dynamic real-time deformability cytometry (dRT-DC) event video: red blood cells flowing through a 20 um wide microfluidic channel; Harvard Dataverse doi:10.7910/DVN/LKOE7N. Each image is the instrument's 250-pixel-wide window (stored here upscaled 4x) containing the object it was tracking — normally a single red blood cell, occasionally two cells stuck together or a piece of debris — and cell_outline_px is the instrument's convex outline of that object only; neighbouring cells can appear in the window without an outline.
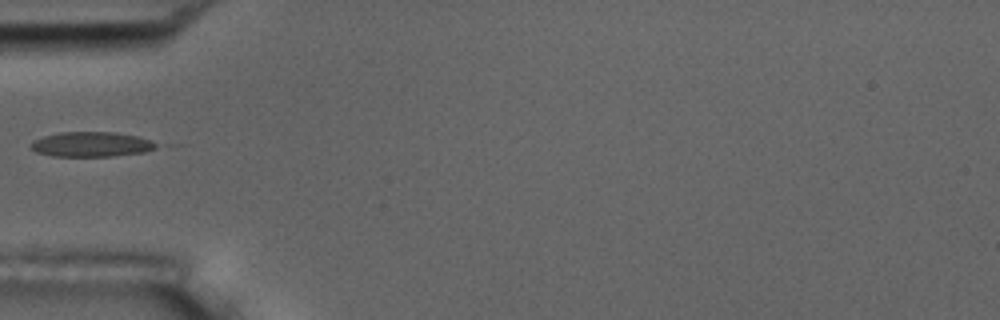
{"species": "common noctule bat (a hibernating species)", "species_latin": "Nyctalus noctula", "temperature_condition": "room temperature", "stored_images_in_passage": 38, "camera_frame_rate_fps": 3000, "um_per_image_px": 0.085, "animal": {"sex": "male", "body_mass_g": 17.5, "forearm_length_mm": 52.3}, "frame": {"image": 1, "passage_image": 1, "time_ms": 0.0, "image_size_px": [1000, 320], "cell_outline_px": [[156, 148], [144, 152], [112, 156], [52, 156], [36, 152], [32, 148], [32, 144], [36, 140], [44, 136], [60, 132], [116, 132], [136, 136], [148, 140], [156, 144]], "centroid_in_image_um": [7.76, 12.27], "position_along_channel_um": 77.2, "area_um2": 17.86}}
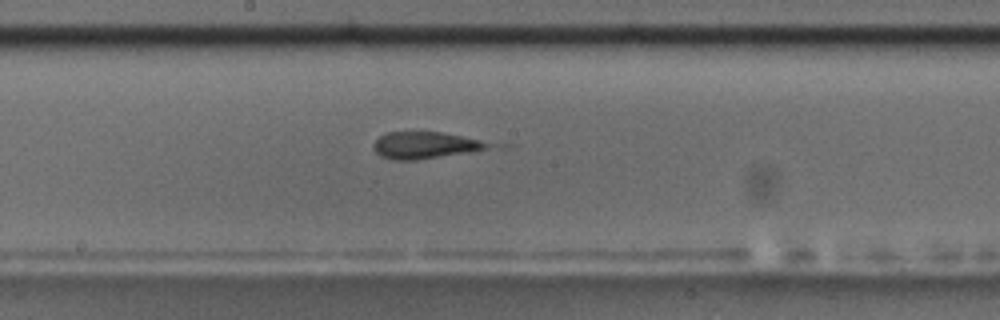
{"frame": {"image": 2, "passage_image": 12, "time_ms": 3.667, "image_size_px": [1000, 320], "cell_outline_px": [[488, 144], [484, 148], [468, 152], [416, 160], [392, 160], [380, 156], [372, 148], [372, 144], [380, 136], [388, 132], [440, 132], [480, 140]], "centroid_in_image_um": [35.98, 12.35], "position_along_channel_um": 212.2, "area_um2": 17.46}}